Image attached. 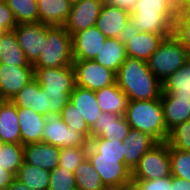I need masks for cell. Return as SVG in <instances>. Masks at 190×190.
<instances>
[{
  "label": "cell",
  "instance_id": "obj_1",
  "mask_svg": "<svg viewBox=\"0 0 190 190\" xmlns=\"http://www.w3.org/2000/svg\"><path fill=\"white\" fill-rule=\"evenodd\" d=\"M116 83L128 100L158 99L162 94V82L140 59L127 57L116 73Z\"/></svg>",
  "mask_w": 190,
  "mask_h": 190
},
{
  "label": "cell",
  "instance_id": "obj_2",
  "mask_svg": "<svg viewBox=\"0 0 190 190\" xmlns=\"http://www.w3.org/2000/svg\"><path fill=\"white\" fill-rule=\"evenodd\" d=\"M179 6L174 0H138L129 21L136 30L164 37L174 34Z\"/></svg>",
  "mask_w": 190,
  "mask_h": 190
},
{
  "label": "cell",
  "instance_id": "obj_3",
  "mask_svg": "<svg viewBox=\"0 0 190 190\" xmlns=\"http://www.w3.org/2000/svg\"><path fill=\"white\" fill-rule=\"evenodd\" d=\"M124 116L132 129L149 134L157 142L167 141L169 131L165 126L160 98L152 100H128Z\"/></svg>",
  "mask_w": 190,
  "mask_h": 190
},
{
  "label": "cell",
  "instance_id": "obj_4",
  "mask_svg": "<svg viewBox=\"0 0 190 190\" xmlns=\"http://www.w3.org/2000/svg\"><path fill=\"white\" fill-rule=\"evenodd\" d=\"M71 93L44 91L33 79L11 101L17 108H32L44 116L49 112L61 114L64 106L70 101Z\"/></svg>",
  "mask_w": 190,
  "mask_h": 190
},
{
  "label": "cell",
  "instance_id": "obj_5",
  "mask_svg": "<svg viewBox=\"0 0 190 190\" xmlns=\"http://www.w3.org/2000/svg\"><path fill=\"white\" fill-rule=\"evenodd\" d=\"M72 37L64 26H51L47 30L43 51L34 68H57L72 65Z\"/></svg>",
  "mask_w": 190,
  "mask_h": 190
},
{
  "label": "cell",
  "instance_id": "obj_6",
  "mask_svg": "<svg viewBox=\"0 0 190 190\" xmlns=\"http://www.w3.org/2000/svg\"><path fill=\"white\" fill-rule=\"evenodd\" d=\"M188 62V51L172 34L165 37L147 61L149 69L163 82Z\"/></svg>",
  "mask_w": 190,
  "mask_h": 190
},
{
  "label": "cell",
  "instance_id": "obj_7",
  "mask_svg": "<svg viewBox=\"0 0 190 190\" xmlns=\"http://www.w3.org/2000/svg\"><path fill=\"white\" fill-rule=\"evenodd\" d=\"M171 176V159L167 142H158L148 150L132 170V180H154Z\"/></svg>",
  "mask_w": 190,
  "mask_h": 190
},
{
  "label": "cell",
  "instance_id": "obj_8",
  "mask_svg": "<svg viewBox=\"0 0 190 190\" xmlns=\"http://www.w3.org/2000/svg\"><path fill=\"white\" fill-rule=\"evenodd\" d=\"M44 118L42 142L59 148L89 146V139L83 133L68 128L60 113L49 112Z\"/></svg>",
  "mask_w": 190,
  "mask_h": 190
},
{
  "label": "cell",
  "instance_id": "obj_9",
  "mask_svg": "<svg viewBox=\"0 0 190 190\" xmlns=\"http://www.w3.org/2000/svg\"><path fill=\"white\" fill-rule=\"evenodd\" d=\"M164 38L162 34L140 32L129 21L117 40L125 44L127 57L147 62Z\"/></svg>",
  "mask_w": 190,
  "mask_h": 190
},
{
  "label": "cell",
  "instance_id": "obj_10",
  "mask_svg": "<svg viewBox=\"0 0 190 190\" xmlns=\"http://www.w3.org/2000/svg\"><path fill=\"white\" fill-rule=\"evenodd\" d=\"M75 84L93 91L116 83V73L94 60H74Z\"/></svg>",
  "mask_w": 190,
  "mask_h": 190
},
{
  "label": "cell",
  "instance_id": "obj_11",
  "mask_svg": "<svg viewBox=\"0 0 190 190\" xmlns=\"http://www.w3.org/2000/svg\"><path fill=\"white\" fill-rule=\"evenodd\" d=\"M107 189H122L130 186L132 171L119 158H88Z\"/></svg>",
  "mask_w": 190,
  "mask_h": 190
},
{
  "label": "cell",
  "instance_id": "obj_12",
  "mask_svg": "<svg viewBox=\"0 0 190 190\" xmlns=\"http://www.w3.org/2000/svg\"><path fill=\"white\" fill-rule=\"evenodd\" d=\"M51 26L41 22L17 24L14 32L19 46L23 49L26 59L34 64L44 47V40H47V30Z\"/></svg>",
  "mask_w": 190,
  "mask_h": 190
},
{
  "label": "cell",
  "instance_id": "obj_13",
  "mask_svg": "<svg viewBox=\"0 0 190 190\" xmlns=\"http://www.w3.org/2000/svg\"><path fill=\"white\" fill-rule=\"evenodd\" d=\"M104 0H84L73 3L68 19L64 24L66 31L73 34L95 26Z\"/></svg>",
  "mask_w": 190,
  "mask_h": 190
},
{
  "label": "cell",
  "instance_id": "obj_14",
  "mask_svg": "<svg viewBox=\"0 0 190 190\" xmlns=\"http://www.w3.org/2000/svg\"><path fill=\"white\" fill-rule=\"evenodd\" d=\"M34 79L44 91L73 92L76 86L72 65L57 68H34Z\"/></svg>",
  "mask_w": 190,
  "mask_h": 190
},
{
  "label": "cell",
  "instance_id": "obj_15",
  "mask_svg": "<svg viewBox=\"0 0 190 190\" xmlns=\"http://www.w3.org/2000/svg\"><path fill=\"white\" fill-rule=\"evenodd\" d=\"M34 79V67L0 64V97L12 100Z\"/></svg>",
  "mask_w": 190,
  "mask_h": 190
},
{
  "label": "cell",
  "instance_id": "obj_16",
  "mask_svg": "<svg viewBox=\"0 0 190 190\" xmlns=\"http://www.w3.org/2000/svg\"><path fill=\"white\" fill-rule=\"evenodd\" d=\"M71 37L74 60H93L107 39L96 26L79 31Z\"/></svg>",
  "mask_w": 190,
  "mask_h": 190
},
{
  "label": "cell",
  "instance_id": "obj_17",
  "mask_svg": "<svg viewBox=\"0 0 190 190\" xmlns=\"http://www.w3.org/2000/svg\"><path fill=\"white\" fill-rule=\"evenodd\" d=\"M130 129L124 115L102 112L96 123L90 127V138L100 137L123 141Z\"/></svg>",
  "mask_w": 190,
  "mask_h": 190
},
{
  "label": "cell",
  "instance_id": "obj_18",
  "mask_svg": "<svg viewBox=\"0 0 190 190\" xmlns=\"http://www.w3.org/2000/svg\"><path fill=\"white\" fill-rule=\"evenodd\" d=\"M130 12L104 3L95 26L106 38H117L129 22Z\"/></svg>",
  "mask_w": 190,
  "mask_h": 190
},
{
  "label": "cell",
  "instance_id": "obj_19",
  "mask_svg": "<svg viewBox=\"0 0 190 190\" xmlns=\"http://www.w3.org/2000/svg\"><path fill=\"white\" fill-rule=\"evenodd\" d=\"M61 148L45 142L24 145V161L35 167L53 170L59 165Z\"/></svg>",
  "mask_w": 190,
  "mask_h": 190
},
{
  "label": "cell",
  "instance_id": "obj_20",
  "mask_svg": "<svg viewBox=\"0 0 190 190\" xmlns=\"http://www.w3.org/2000/svg\"><path fill=\"white\" fill-rule=\"evenodd\" d=\"M158 142L149 134L130 129L124 144V163L131 169L138 164L140 158Z\"/></svg>",
  "mask_w": 190,
  "mask_h": 190
},
{
  "label": "cell",
  "instance_id": "obj_21",
  "mask_svg": "<svg viewBox=\"0 0 190 190\" xmlns=\"http://www.w3.org/2000/svg\"><path fill=\"white\" fill-rule=\"evenodd\" d=\"M21 132V144L42 142L44 130V115L35 112L32 108H17Z\"/></svg>",
  "mask_w": 190,
  "mask_h": 190
},
{
  "label": "cell",
  "instance_id": "obj_22",
  "mask_svg": "<svg viewBox=\"0 0 190 190\" xmlns=\"http://www.w3.org/2000/svg\"><path fill=\"white\" fill-rule=\"evenodd\" d=\"M70 102L75 106L89 127L96 123L102 113L93 90L75 86L70 95Z\"/></svg>",
  "mask_w": 190,
  "mask_h": 190
},
{
  "label": "cell",
  "instance_id": "obj_23",
  "mask_svg": "<svg viewBox=\"0 0 190 190\" xmlns=\"http://www.w3.org/2000/svg\"><path fill=\"white\" fill-rule=\"evenodd\" d=\"M0 140L21 144L17 106L10 100H3L0 104Z\"/></svg>",
  "mask_w": 190,
  "mask_h": 190
},
{
  "label": "cell",
  "instance_id": "obj_24",
  "mask_svg": "<svg viewBox=\"0 0 190 190\" xmlns=\"http://www.w3.org/2000/svg\"><path fill=\"white\" fill-rule=\"evenodd\" d=\"M39 22L50 26H64L71 11L70 0H37Z\"/></svg>",
  "mask_w": 190,
  "mask_h": 190
},
{
  "label": "cell",
  "instance_id": "obj_25",
  "mask_svg": "<svg viewBox=\"0 0 190 190\" xmlns=\"http://www.w3.org/2000/svg\"><path fill=\"white\" fill-rule=\"evenodd\" d=\"M160 100L168 131L190 119V100L174 98L170 93H162Z\"/></svg>",
  "mask_w": 190,
  "mask_h": 190
},
{
  "label": "cell",
  "instance_id": "obj_26",
  "mask_svg": "<svg viewBox=\"0 0 190 190\" xmlns=\"http://www.w3.org/2000/svg\"><path fill=\"white\" fill-rule=\"evenodd\" d=\"M0 64L18 67H33L19 46L15 32L6 31L0 33Z\"/></svg>",
  "mask_w": 190,
  "mask_h": 190
},
{
  "label": "cell",
  "instance_id": "obj_27",
  "mask_svg": "<svg viewBox=\"0 0 190 190\" xmlns=\"http://www.w3.org/2000/svg\"><path fill=\"white\" fill-rule=\"evenodd\" d=\"M102 112L125 115L128 97L117 83L95 91Z\"/></svg>",
  "mask_w": 190,
  "mask_h": 190
},
{
  "label": "cell",
  "instance_id": "obj_28",
  "mask_svg": "<svg viewBox=\"0 0 190 190\" xmlns=\"http://www.w3.org/2000/svg\"><path fill=\"white\" fill-rule=\"evenodd\" d=\"M126 58L125 44L119 42L117 38H107L100 53L93 60L117 73Z\"/></svg>",
  "mask_w": 190,
  "mask_h": 190
},
{
  "label": "cell",
  "instance_id": "obj_29",
  "mask_svg": "<svg viewBox=\"0 0 190 190\" xmlns=\"http://www.w3.org/2000/svg\"><path fill=\"white\" fill-rule=\"evenodd\" d=\"M162 93H170L174 98L190 100V65L176 70L162 82Z\"/></svg>",
  "mask_w": 190,
  "mask_h": 190
},
{
  "label": "cell",
  "instance_id": "obj_30",
  "mask_svg": "<svg viewBox=\"0 0 190 190\" xmlns=\"http://www.w3.org/2000/svg\"><path fill=\"white\" fill-rule=\"evenodd\" d=\"M87 158L124 159L123 141L116 139H103L100 137L90 138Z\"/></svg>",
  "mask_w": 190,
  "mask_h": 190
},
{
  "label": "cell",
  "instance_id": "obj_31",
  "mask_svg": "<svg viewBox=\"0 0 190 190\" xmlns=\"http://www.w3.org/2000/svg\"><path fill=\"white\" fill-rule=\"evenodd\" d=\"M16 178L31 190H48L50 171L24 161L16 174Z\"/></svg>",
  "mask_w": 190,
  "mask_h": 190
},
{
  "label": "cell",
  "instance_id": "obj_32",
  "mask_svg": "<svg viewBox=\"0 0 190 190\" xmlns=\"http://www.w3.org/2000/svg\"><path fill=\"white\" fill-rule=\"evenodd\" d=\"M74 175L81 190H107L88 158L76 168Z\"/></svg>",
  "mask_w": 190,
  "mask_h": 190
},
{
  "label": "cell",
  "instance_id": "obj_33",
  "mask_svg": "<svg viewBox=\"0 0 190 190\" xmlns=\"http://www.w3.org/2000/svg\"><path fill=\"white\" fill-rule=\"evenodd\" d=\"M12 10L17 24L39 22L37 0H4Z\"/></svg>",
  "mask_w": 190,
  "mask_h": 190
},
{
  "label": "cell",
  "instance_id": "obj_34",
  "mask_svg": "<svg viewBox=\"0 0 190 190\" xmlns=\"http://www.w3.org/2000/svg\"><path fill=\"white\" fill-rule=\"evenodd\" d=\"M24 162V145L5 143L0 152V165L15 176Z\"/></svg>",
  "mask_w": 190,
  "mask_h": 190
},
{
  "label": "cell",
  "instance_id": "obj_35",
  "mask_svg": "<svg viewBox=\"0 0 190 190\" xmlns=\"http://www.w3.org/2000/svg\"><path fill=\"white\" fill-rule=\"evenodd\" d=\"M171 176L190 181V152L169 146Z\"/></svg>",
  "mask_w": 190,
  "mask_h": 190
},
{
  "label": "cell",
  "instance_id": "obj_36",
  "mask_svg": "<svg viewBox=\"0 0 190 190\" xmlns=\"http://www.w3.org/2000/svg\"><path fill=\"white\" fill-rule=\"evenodd\" d=\"M88 148L89 146L61 148L58 166L74 173L76 168L87 158Z\"/></svg>",
  "mask_w": 190,
  "mask_h": 190
},
{
  "label": "cell",
  "instance_id": "obj_37",
  "mask_svg": "<svg viewBox=\"0 0 190 190\" xmlns=\"http://www.w3.org/2000/svg\"><path fill=\"white\" fill-rule=\"evenodd\" d=\"M61 119L65 122L68 128L81 132L90 139V127L70 101L62 109Z\"/></svg>",
  "mask_w": 190,
  "mask_h": 190
},
{
  "label": "cell",
  "instance_id": "obj_38",
  "mask_svg": "<svg viewBox=\"0 0 190 190\" xmlns=\"http://www.w3.org/2000/svg\"><path fill=\"white\" fill-rule=\"evenodd\" d=\"M166 142L176 149L190 152V119L171 129Z\"/></svg>",
  "mask_w": 190,
  "mask_h": 190
},
{
  "label": "cell",
  "instance_id": "obj_39",
  "mask_svg": "<svg viewBox=\"0 0 190 190\" xmlns=\"http://www.w3.org/2000/svg\"><path fill=\"white\" fill-rule=\"evenodd\" d=\"M74 187H77L74 173L59 166L50 171L48 190H71Z\"/></svg>",
  "mask_w": 190,
  "mask_h": 190
},
{
  "label": "cell",
  "instance_id": "obj_40",
  "mask_svg": "<svg viewBox=\"0 0 190 190\" xmlns=\"http://www.w3.org/2000/svg\"><path fill=\"white\" fill-rule=\"evenodd\" d=\"M174 35L181 44L190 52V10L187 7L179 8L174 23Z\"/></svg>",
  "mask_w": 190,
  "mask_h": 190
},
{
  "label": "cell",
  "instance_id": "obj_41",
  "mask_svg": "<svg viewBox=\"0 0 190 190\" xmlns=\"http://www.w3.org/2000/svg\"><path fill=\"white\" fill-rule=\"evenodd\" d=\"M130 190H172V176L154 180H132Z\"/></svg>",
  "mask_w": 190,
  "mask_h": 190
},
{
  "label": "cell",
  "instance_id": "obj_42",
  "mask_svg": "<svg viewBox=\"0 0 190 190\" xmlns=\"http://www.w3.org/2000/svg\"><path fill=\"white\" fill-rule=\"evenodd\" d=\"M17 26L12 10L7 3L3 0L0 2V31H13Z\"/></svg>",
  "mask_w": 190,
  "mask_h": 190
},
{
  "label": "cell",
  "instance_id": "obj_43",
  "mask_svg": "<svg viewBox=\"0 0 190 190\" xmlns=\"http://www.w3.org/2000/svg\"><path fill=\"white\" fill-rule=\"evenodd\" d=\"M138 0H104V3L132 12Z\"/></svg>",
  "mask_w": 190,
  "mask_h": 190
},
{
  "label": "cell",
  "instance_id": "obj_44",
  "mask_svg": "<svg viewBox=\"0 0 190 190\" xmlns=\"http://www.w3.org/2000/svg\"><path fill=\"white\" fill-rule=\"evenodd\" d=\"M15 177L16 176L13 173L4 170L0 165V190H6Z\"/></svg>",
  "mask_w": 190,
  "mask_h": 190
},
{
  "label": "cell",
  "instance_id": "obj_45",
  "mask_svg": "<svg viewBox=\"0 0 190 190\" xmlns=\"http://www.w3.org/2000/svg\"><path fill=\"white\" fill-rule=\"evenodd\" d=\"M172 190H190V181L172 176Z\"/></svg>",
  "mask_w": 190,
  "mask_h": 190
},
{
  "label": "cell",
  "instance_id": "obj_46",
  "mask_svg": "<svg viewBox=\"0 0 190 190\" xmlns=\"http://www.w3.org/2000/svg\"><path fill=\"white\" fill-rule=\"evenodd\" d=\"M6 190H31L23 182L18 180L16 177L12 183L6 188Z\"/></svg>",
  "mask_w": 190,
  "mask_h": 190
},
{
  "label": "cell",
  "instance_id": "obj_47",
  "mask_svg": "<svg viewBox=\"0 0 190 190\" xmlns=\"http://www.w3.org/2000/svg\"><path fill=\"white\" fill-rule=\"evenodd\" d=\"M174 2L181 8L187 7L190 4V0H174Z\"/></svg>",
  "mask_w": 190,
  "mask_h": 190
},
{
  "label": "cell",
  "instance_id": "obj_48",
  "mask_svg": "<svg viewBox=\"0 0 190 190\" xmlns=\"http://www.w3.org/2000/svg\"><path fill=\"white\" fill-rule=\"evenodd\" d=\"M5 145V142H3L2 140H0V152L2 151L3 146Z\"/></svg>",
  "mask_w": 190,
  "mask_h": 190
},
{
  "label": "cell",
  "instance_id": "obj_49",
  "mask_svg": "<svg viewBox=\"0 0 190 190\" xmlns=\"http://www.w3.org/2000/svg\"><path fill=\"white\" fill-rule=\"evenodd\" d=\"M107 190H130V188L126 187V188H122V189H107Z\"/></svg>",
  "mask_w": 190,
  "mask_h": 190
},
{
  "label": "cell",
  "instance_id": "obj_50",
  "mask_svg": "<svg viewBox=\"0 0 190 190\" xmlns=\"http://www.w3.org/2000/svg\"><path fill=\"white\" fill-rule=\"evenodd\" d=\"M70 1L73 4V3H76V2H79V1H84V0H70Z\"/></svg>",
  "mask_w": 190,
  "mask_h": 190
},
{
  "label": "cell",
  "instance_id": "obj_51",
  "mask_svg": "<svg viewBox=\"0 0 190 190\" xmlns=\"http://www.w3.org/2000/svg\"><path fill=\"white\" fill-rule=\"evenodd\" d=\"M187 63H189V65H190V52H188V62Z\"/></svg>",
  "mask_w": 190,
  "mask_h": 190
},
{
  "label": "cell",
  "instance_id": "obj_52",
  "mask_svg": "<svg viewBox=\"0 0 190 190\" xmlns=\"http://www.w3.org/2000/svg\"><path fill=\"white\" fill-rule=\"evenodd\" d=\"M71 190H81L79 187H74L73 189Z\"/></svg>",
  "mask_w": 190,
  "mask_h": 190
}]
</instances>
